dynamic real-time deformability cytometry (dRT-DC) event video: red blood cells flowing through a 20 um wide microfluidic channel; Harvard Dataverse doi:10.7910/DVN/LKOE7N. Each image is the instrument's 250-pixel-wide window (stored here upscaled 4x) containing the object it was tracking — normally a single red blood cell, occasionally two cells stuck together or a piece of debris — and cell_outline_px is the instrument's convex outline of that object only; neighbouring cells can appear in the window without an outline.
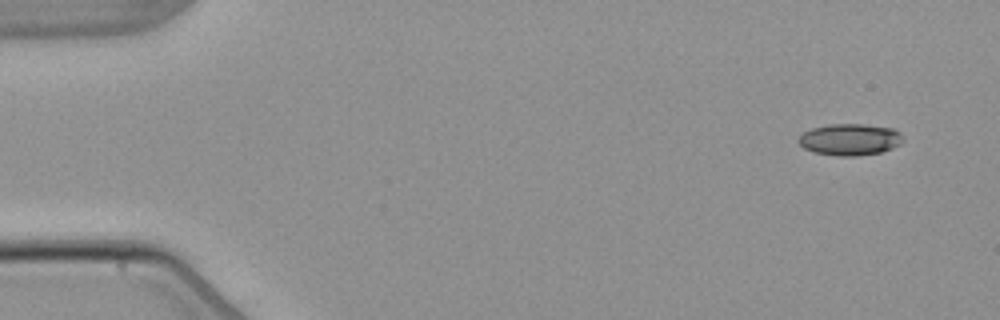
{"species": "common noctule bat (a hibernating species)", "species_latin": "Nyctalus noctula", "temperature_condition": "warm", "stored_images_in_passage": 4, "camera_frame_rate_fps": 3000, "um_per_image_px": 0.085, "animal": {"sex": "male", "body_mass_g": 21.5, "forearm_length_mm": 52.0}, "frame": {"image": 1, "passage_image": 1, "time_ms": 0.0, "image_size_px": [1000, 320], "cell_outline_px": [[904, 140], [900, 144], [892, 148], [880, 152], [856, 156], [836, 156], [812, 152], [804, 148], [796, 140], [804, 132], [812, 128], [828, 124], [864, 124], [892, 128], [900, 132]], "centroid_in_image_um": [72.23, 11.86], "position_along_channel_um": 12.8, "area_um2": 19.36}}